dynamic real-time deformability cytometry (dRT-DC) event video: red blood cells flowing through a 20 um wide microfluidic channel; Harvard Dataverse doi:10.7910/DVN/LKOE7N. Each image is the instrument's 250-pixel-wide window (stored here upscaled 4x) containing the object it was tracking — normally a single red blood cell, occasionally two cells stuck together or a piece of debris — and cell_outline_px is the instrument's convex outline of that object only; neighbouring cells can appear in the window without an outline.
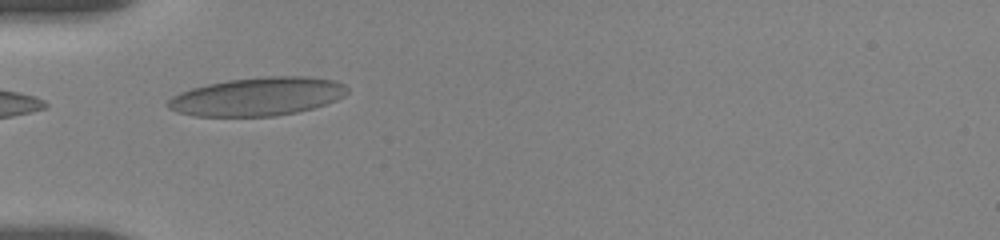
{"species": "human", "species_latin": "Homo sapiens", "temperature_condition": "room temperature", "stored_images_in_passage": 4, "camera_frame_rate_fps": 3000, "um_per_image_px": 0.085, "donor": {"sex": "female"}, "frame": {"image": 1, "passage_image": 3, "time_ms": 2.0, "image_size_px": [1000, 240], "cell_outline_px": [[348, 92], [344, 96], [336, 100], [312, 108], [296, 112], [276, 116], [192, 116], [176, 112], [168, 108], [164, 104], [172, 96], [180, 92], [192, 88], [208, 84], [228, 80], [264, 76], [308, 76], [336, 80], [344, 84], [348, 88]], "centroid_in_image_um": [21.88, 8.2], "position_along_channel_um": 63.1, "area_um2": 40.34}}
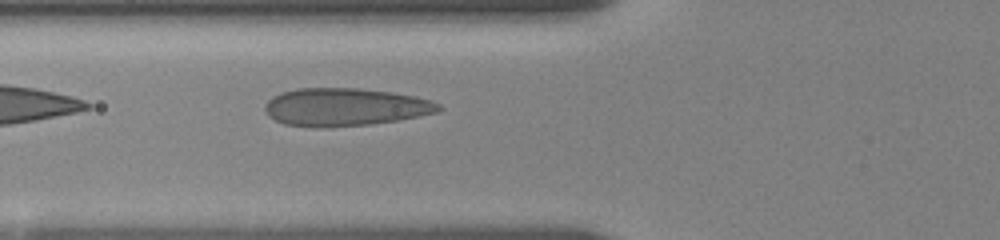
{"frame": {"image": 2, "passage_image": 4, "time_ms": 3.0, "image_size_px": [1000, 240], "cell_outline_px": [[444, 108], [440, 112], [420, 116], [396, 120], [368, 124], [324, 128], [316, 128], [284, 124], [268, 116], [264, 108], [268, 100], [272, 96], [280, 92], [296, 88], [356, 88], [392, 92], [416, 96], [432, 100], [440, 104]], "centroid_in_image_um": [29.34, 9.1], "position_along_channel_um": 96.5, "area_um2": 38.67}}